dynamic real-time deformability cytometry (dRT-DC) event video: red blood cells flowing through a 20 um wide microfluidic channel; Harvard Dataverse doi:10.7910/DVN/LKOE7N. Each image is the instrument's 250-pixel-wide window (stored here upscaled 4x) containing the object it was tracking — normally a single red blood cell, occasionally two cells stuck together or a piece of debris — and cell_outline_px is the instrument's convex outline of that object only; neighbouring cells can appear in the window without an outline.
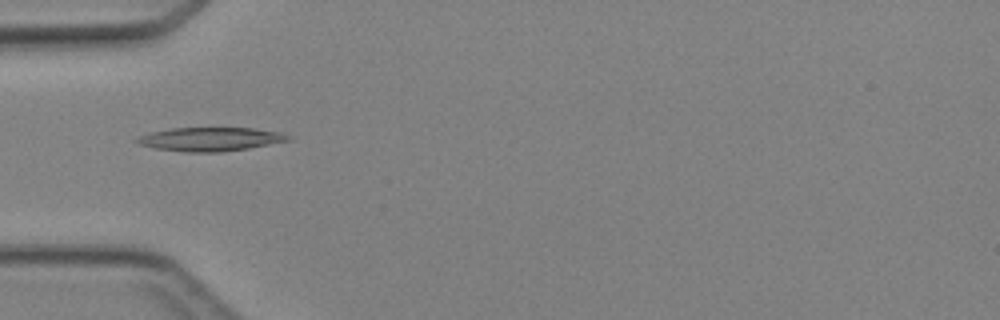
{"species": "Egyptian fruit bat (a non-hibernating species)", "species_latin": "Rousettus aegyptiacus", "temperature_condition": "cold", "stored_images_in_passage": 33, "camera_frame_rate_fps": 3000, "um_per_image_px": 0.085, "animal": {"sex": "female"}, "frame": {"image": 1, "passage_image": 2, "time_ms": 0.333, "image_size_px": [1000, 320], "cell_outline_px": [[292, 140], [248, 148], [220, 152], [184, 152], [156, 148], [140, 144], [132, 140], [148, 132], [172, 128], [252, 128], [280, 132], [292, 136]], "centroid_in_image_um": [17.88, 11.82], "position_along_channel_um": 67.1, "area_um2": 20.92}}
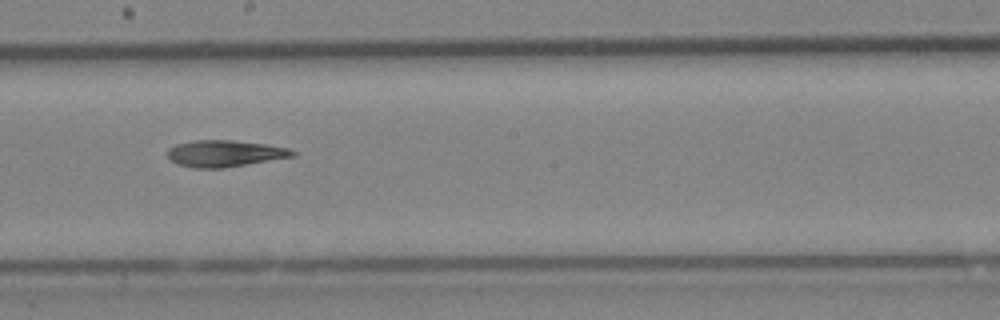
{"frame": {"image": 2, "passage_image": 13, "time_ms": 4.0, "image_size_px": [1000, 320], "cell_outline_px": [[296, 156], [224, 168], [192, 168], [176, 164], [168, 156], [168, 148], [176, 144], [196, 140], [232, 140], [268, 144], [288, 148], [296, 152]], "centroid_in_image_um": [19.12, 13.05], "position_along_channel_um": 229.1, "area_um2": 19.48}}
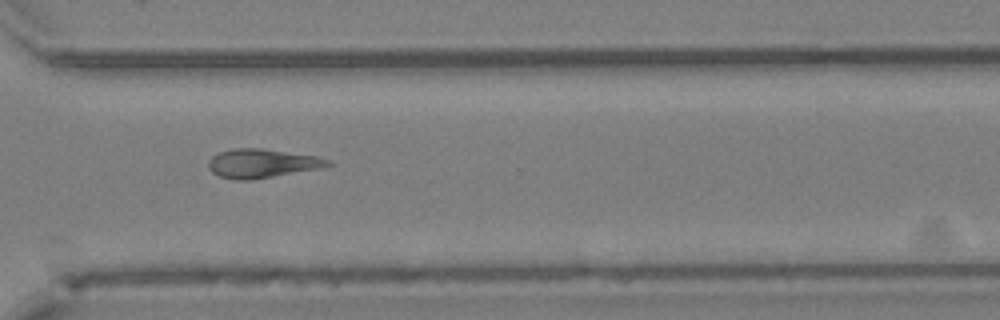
{"frame": {"image": 3, "passage_image": 21, "time_ms": 6.667, "image_size_px": [1000, 320], "cell_outline_px": [[332, 164], [320, 168], [248, 180], [236, 180], [220, 176], [212, 172], [208, 168], [208, 160], [212, 156], [220, 152], [232, 148], [260, 148], [316, 156], [332, 160]], "centroid_in_image_um": [22.24, 13.88], "position_along_channel_um": 348.4, "area_um2": 19.88}}